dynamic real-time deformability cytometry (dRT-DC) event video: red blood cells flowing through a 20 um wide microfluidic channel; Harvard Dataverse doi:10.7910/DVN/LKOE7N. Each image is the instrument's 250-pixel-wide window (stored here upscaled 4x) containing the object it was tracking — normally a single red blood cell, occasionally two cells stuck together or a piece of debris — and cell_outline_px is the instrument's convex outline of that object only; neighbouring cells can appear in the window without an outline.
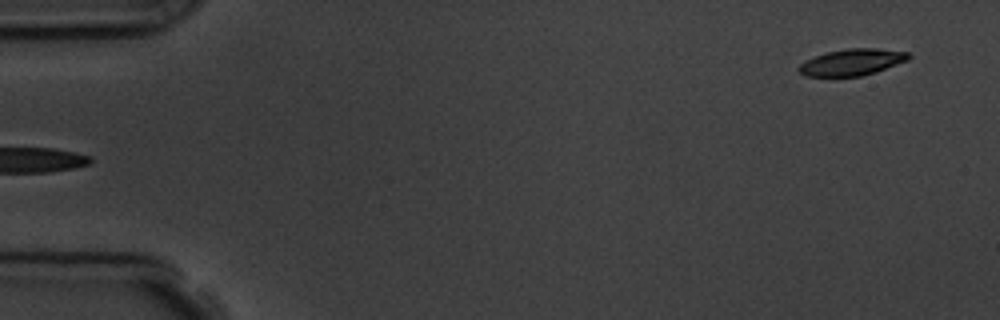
{"species": "common noctule bat (a hibernating species)", "species_latin": "Nyctalus noctula", "temperature_condition": "room temperature", "stored_images_in_passage": 5, "segment_of_instrument_passage": [2, 2], "camera_frame_rate_fps": 3000, "um_per_image_px": 0.085, "animal": {"sex": "male", "body_mass_g": 19.5, "forearm_length_mm": 54.6}, "frame": {"image": 1, "passage_image": 5, "time_ms": 5.333, "image_size_px": [1000, 320], "cell_outline_px": [[912, 56], [908, 60], [876, 72], [860, 76], [804, 76], [796, 68], [804, 60], [828, 52], [848, 48], [876, 48], [908, 52]], "centroid_in_image_um": [72.42, 5.28], "position_along_channel_um": 12.6, "area_um2": 16.94}}